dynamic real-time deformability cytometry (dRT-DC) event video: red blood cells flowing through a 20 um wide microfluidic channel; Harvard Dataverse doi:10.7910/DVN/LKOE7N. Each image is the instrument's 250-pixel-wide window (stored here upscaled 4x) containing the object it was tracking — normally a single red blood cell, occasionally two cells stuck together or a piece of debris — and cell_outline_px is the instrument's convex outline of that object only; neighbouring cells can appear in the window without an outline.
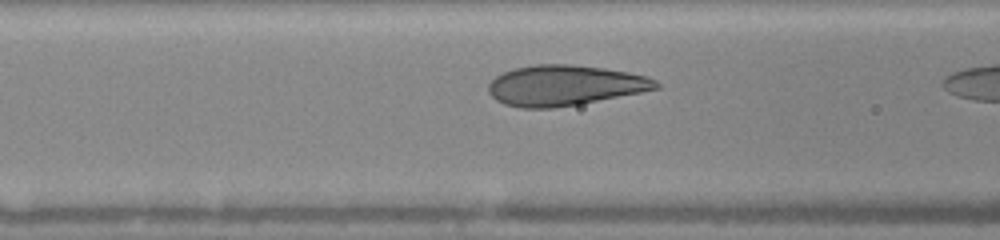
{"species": "human", "species_latin": "Homo sapiens", "temperature_condition": "warm", "stored_images_in_passage": 13, "camera_frame_rate_fps": 3000, "um_per_image_px": 0.085, "donor": {"sex": "female"}, "frame": {"image": 1, "passage_image": 12, "time_ms": 2.667, "image_size_px": [1000, 240], "cell_outline_px": [[660, 88], [580, 104], [552, 108], [520, 108], [504, 104], [496, 100], [488, 92], [488, 84], [496, 76], [512, 68], [536, 64], [572, 64], [604, 68], [628, 72], [648, 76], [656, 80], [660, 84]], "centroid_in_image_um": [47.98, 7.25], "position_along_channel_um": 118.6, "area_um2": 39.59}}